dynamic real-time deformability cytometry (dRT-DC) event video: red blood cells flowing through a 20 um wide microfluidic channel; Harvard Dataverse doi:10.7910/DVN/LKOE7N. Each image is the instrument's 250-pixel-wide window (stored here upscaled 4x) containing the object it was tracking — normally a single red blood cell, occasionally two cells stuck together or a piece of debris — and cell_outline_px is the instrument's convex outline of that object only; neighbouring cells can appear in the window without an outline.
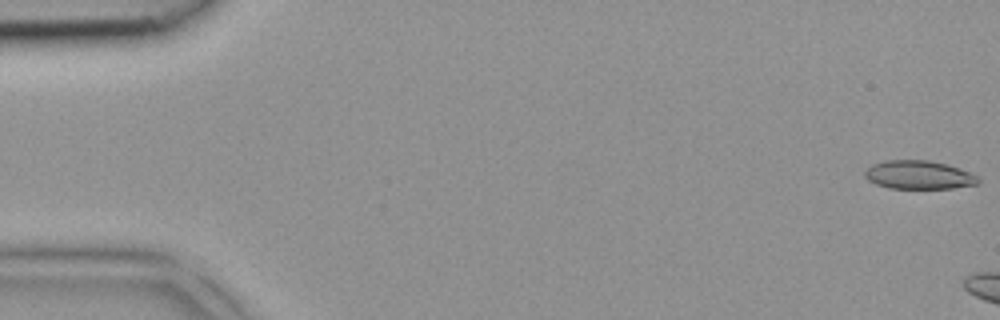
{"species": "common noctule bat (a hibernating species)", "species_latin": "Nyctalus noctula", "temperature_condition": "room temperature", "stored_images_in_passage": 6, "camera_frame_rate_fps": 3000, "um_per_image_px": 0.085, "animal": {"sex": "female", "body_mass_g": 18.4}, "frame": {"image": 1, "passage_image": 1, "time_ms": 0.0, "image_size_px": [1000, 320], "cell_outline_px": [[980, 184], [952, 188], [888, 188], [876, 184], [868, 180], [864, 176], [864, 172], [872, 164], [884, 160], [928, 160], [948, 164], [960, 168], [976, 176], [980, 180]], "centroid_in_image_um": [78.09, 14.86], "position_along_channel_um": 6.9, "area_um2": 18.9}}
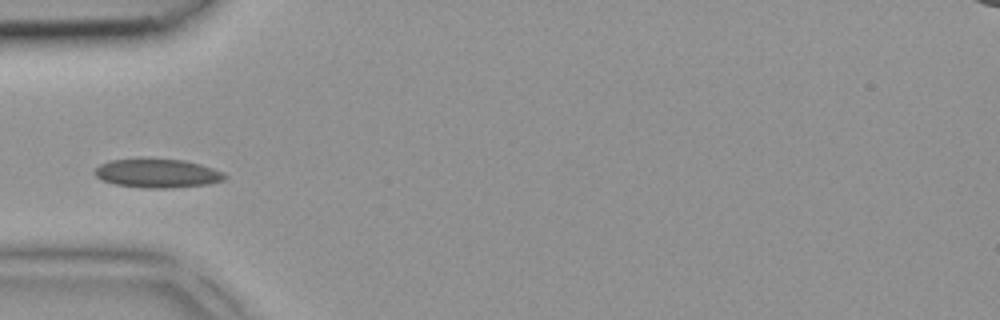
{"frame": {"image": 2, "passage_image": 6, "time_ms": 1.667, "image_size_px": [1000, 320], "cell_outline_px": [[228, 176], [224, 180], [208, 184], [172, 188], [140, 188], [116, 184], [100, 180], [92, 172], [100, 164], [108, 160], [140, 156], [184, 160], [200, 164], [224, 172]], "centroid_in_image_um": [13.32, 14.69], "position_along_channel_um": 71.7, "area_um2": 22.77}}